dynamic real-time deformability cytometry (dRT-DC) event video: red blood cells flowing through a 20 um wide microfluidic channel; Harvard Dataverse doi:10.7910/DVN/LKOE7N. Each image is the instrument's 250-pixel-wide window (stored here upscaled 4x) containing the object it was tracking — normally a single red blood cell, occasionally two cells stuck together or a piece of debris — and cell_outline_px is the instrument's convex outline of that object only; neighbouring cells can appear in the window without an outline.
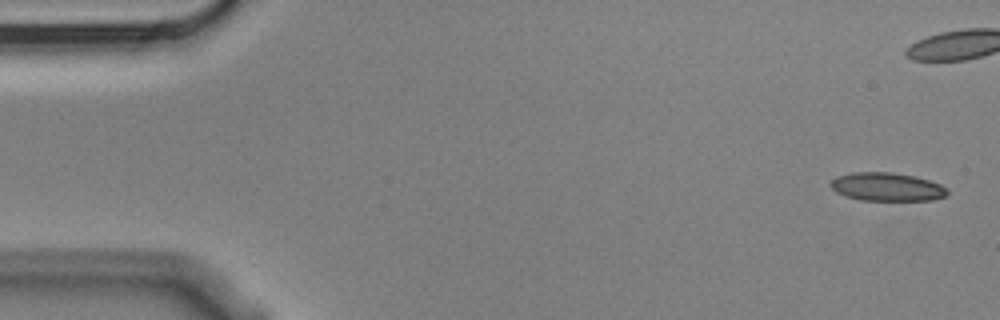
{"species": "Egyptian fruit bat (a non-hibernating species)", "species_latin": "Rousettus aegyptiacus", "temperature_condition": "cold", "stored_images_in_passage": 9, "camera_frame_rate_fps": 3000, "um_per_image_px": 0.085, "animal": {"sex": "male"}, "frame": {"image": 1, "passage_image": 1, "time_ms": 0.0, "image_size_px": [1000, 320], "cell_outline_px": [[948, 196], [932, 200], [860, 200], [844, 196], [836, 192], [828, 184], [836, 176], [852, 172], [892, 172], [916, 176], [940, 184], [948, 192]], "centroid_in_image_um": [75.36, 15.88], "position_along_channel_um": 9.6, "area_um2": 19.42}}
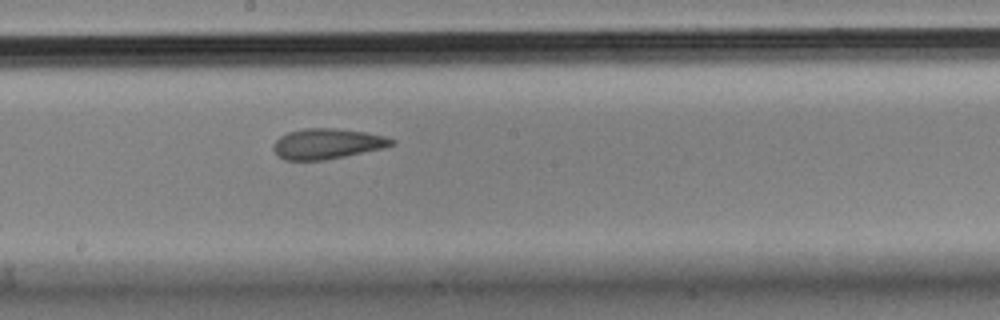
{"frame": {"image": 2, "passage_image": 9, "time_ms": 2.667, "image_size_px": [1000, 320], "cell_outline_px": [[396, 144], [384, 148], [324, 160], [284, 160], [276, 156], [272, 148], [272, 144], [280, 136], [288, 132], [304, 128], [336, 128], [364, 132], [384, 136], [396, 140]], "centroid_in_image_um": [27.78, 12.22], "position_along_channel_um": 220.4, "area_um2": 21.1}}